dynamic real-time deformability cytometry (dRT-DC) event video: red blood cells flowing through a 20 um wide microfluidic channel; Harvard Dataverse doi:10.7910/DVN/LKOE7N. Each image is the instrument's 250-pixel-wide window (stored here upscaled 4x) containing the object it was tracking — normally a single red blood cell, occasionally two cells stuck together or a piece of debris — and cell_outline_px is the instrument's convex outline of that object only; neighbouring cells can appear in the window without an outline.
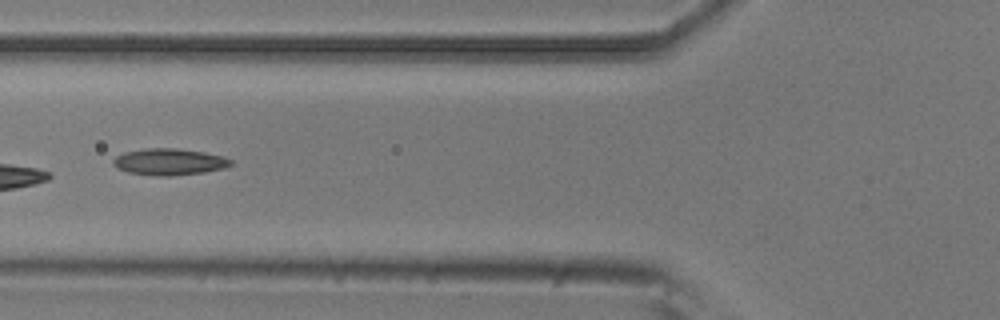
{"species": "common noctule bat (a hibernating species)", "species_latin": "Nyctalus noctula", "temperature_condition": "room temperature", "stored_images_in_passage": 10, "camera_frame_rate_fps": 3000, "um_per_image_px": 0.085, "animal": {"sex": "male", "body_mass_g": 20.5, "forearm_length_mm": 52.5}, "frame": {"image": 1, "passage_image": 6, "time_ms": 1.667, "image_size_px": [1000, 320], "cell_outline_px": [[232, 164], [224, 168], [204, 172], [172, 176], [160, 176], [128, 172], [112, 164], [112, 160], [116, 156], [124, 152], [144, 148], [176, 148], [204, 152], [224, 156], [232, 160]], "centroid_in_image_um": [14.4, 13.74], "position_along_channel_um": 111.4, "area_um2": 18.21}}
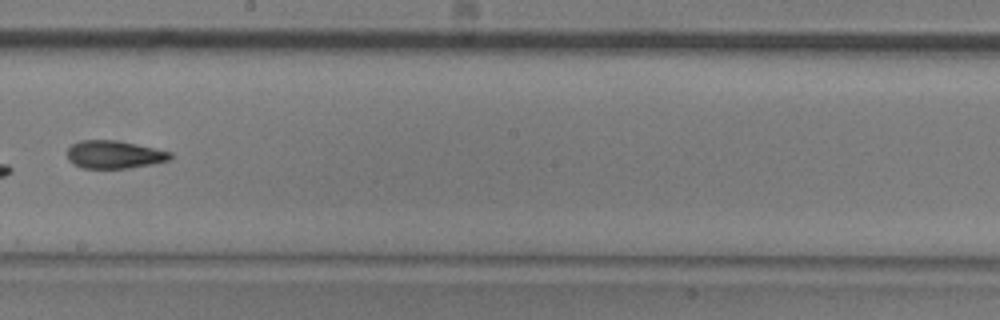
{"frame": {"image": 2, "passage_image": 9, "time_ms": 2.667, "image_size_px": [1000, 320], "cell_outline_px": [[172, 156], [168, 160], [152, 164], [128, 168], [84, 168], [72, 164], [68, 160], [68, 148], [72, 144], [80, 140], [116, 140], [136, 144], [172, 152]], "centroid_in_image_um": [9.69, 13.13], "position_along_channel_um": 238.5, "area_um2": 16.7}}
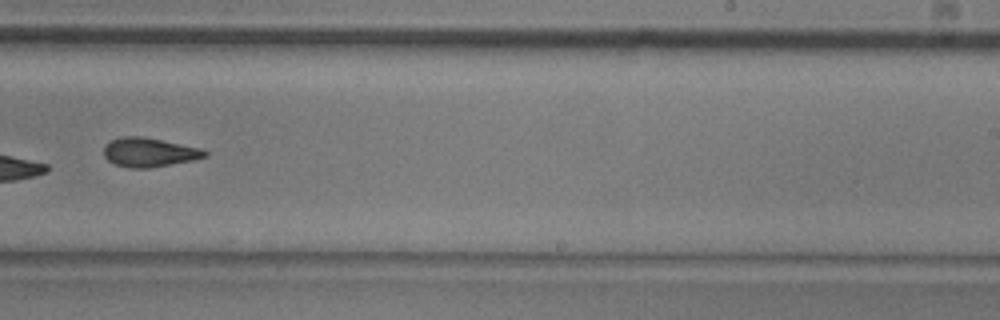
{"frame": {"image": 3, "passage_image": 10, "time_ms": 3.0, "image_size_px": [1000, 320], "cell_outline_px": [[208, 156], [192, 160], [148, 168], [128, 168], [116, 164], [108, 160], [104, 156], [104, 144], [108, 140], [124, 136], [140, 136], [200, 148], [208, 152]], "centroid_in_image_um": [12.63, 12.94], "position_along_channel_um": 276.4, "area_um2": 16.99}}